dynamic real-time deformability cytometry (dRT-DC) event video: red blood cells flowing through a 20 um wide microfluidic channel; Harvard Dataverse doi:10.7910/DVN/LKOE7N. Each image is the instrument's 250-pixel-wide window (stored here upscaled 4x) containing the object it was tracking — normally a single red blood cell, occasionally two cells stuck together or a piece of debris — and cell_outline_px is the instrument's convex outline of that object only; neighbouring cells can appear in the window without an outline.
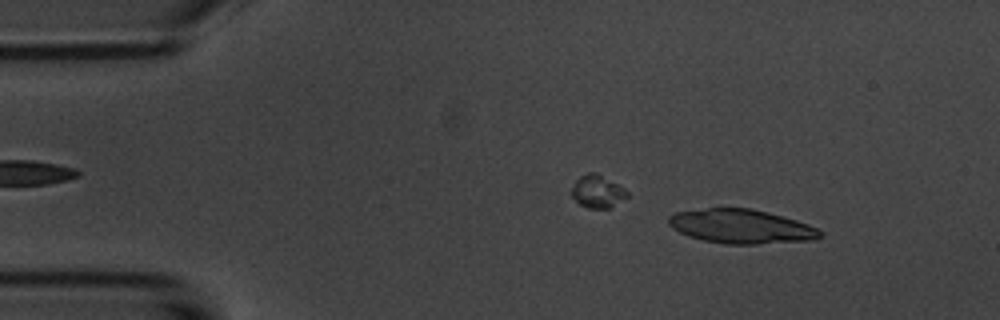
{"species": "common noctule bat (a hibernating species)", "species_latin": "Nyctalus noctula", "temperature_condition": "room temperature", "stored_images_in_passage": 5, "segment_of_instrument_passage": [2, 2], "camera_frame_rate_fps": 3000, "um_per_image_px": 0.085, "animal": {"sex": "male", "body_mass_g": 20.1, "forearm_length_mm": 53.5}, "frame": {"image": 1, "passage_image": 3, "time_ms": 2.333, "image_size_px": [1000, 320], "cell_outline_px": [[824, 236], [808, 240], [756, 244], [724, 244], [704, 240], [688, 236], [672, 228], [668, 224], [668, 216], [676, 212], [708, 208], [752, 208], [768, 212], [796, 220], [808, 224], [824, 232]], "centroid_in_image_um": [62.99, 19.24], "position_along_channel_um": 22.0, "area_um2": 30.06}}